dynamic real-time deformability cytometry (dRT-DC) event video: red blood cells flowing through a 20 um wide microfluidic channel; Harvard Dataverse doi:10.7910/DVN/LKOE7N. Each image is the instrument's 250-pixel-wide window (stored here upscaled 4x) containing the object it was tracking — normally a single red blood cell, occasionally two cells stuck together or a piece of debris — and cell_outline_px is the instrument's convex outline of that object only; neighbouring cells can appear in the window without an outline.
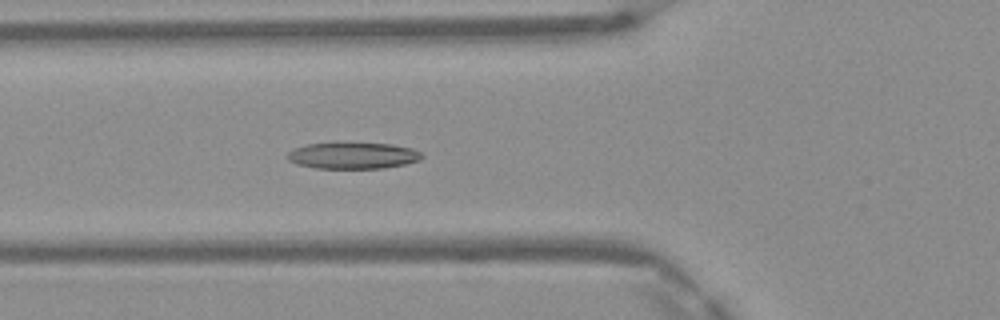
{"species": "Egyptian fruit bat (a non-hibernating species)", "species_latin": "Rousettus aegyptiacus", "temperature_condition": "warm", "stored_images_in_passage": 48, "camera_frame_rate_fps": 3000, "um_per_image_px": 0.085, "frame": {"image": 1, "passage_image": 17, "time_ms": 5.333, "image_size_px": [1000, 320], "cell_outline_px": [[424, 156], [420, 160], [404, 164], [384, 168], [316, 168], [296, 164], [288, 160], [284, 156], [292, 148], [308, 144], [336, 140], [392, 144], [412, 148], [420, 152]], "centroid_in_image_um": [29.93, 13.18], "position_along_channel_um": 95.9, "area_um2": 21.68}}
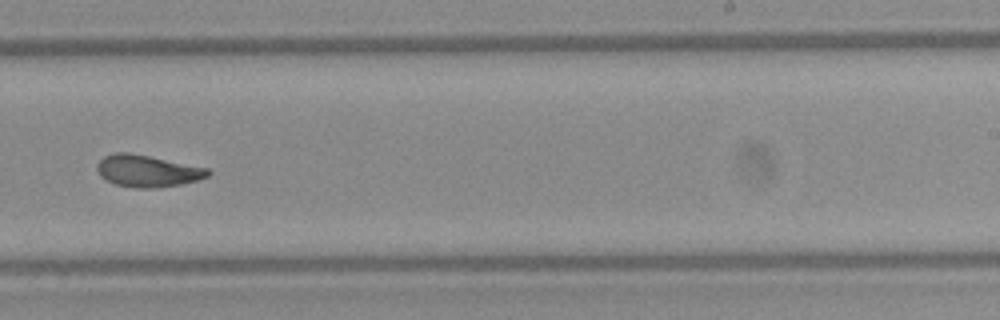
{"frame": {"image": 2, "passage_image": 30, "time_ms": 9.667, "image_size_px": [1000, 320], "cell_outline_px": [[212, 172], [208, 176], [200, 180], [180, 184], [156, 188], [136, 188], [116, 184], [100, 176], [96, 168], [96, 164], [104, 156], [112, 152], [128, 152], [208, 168]], "centroid_in_image_um": [12.53, 14.53], "position_along_channel_um": 276.5, "area_um2": 20.58}}
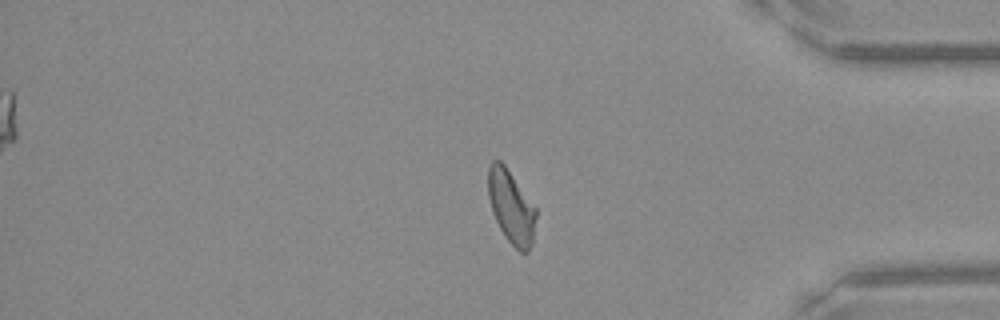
{"frame": {"image": 3, "passage_image": 40, "time_ms": 13.0, "image_size_px": [1000, 320], "cell_outline_px": [[536, 216], [532, 244], [528, 252], [524, 256], [504, 236], [492, 212], [488, 196], [488, 168], [492, 160], [500, 160], [504, 164], [536, 208]], "centroid_in_image_um": [43.45, 17.61], "position_along_channel_um": 391.8, "area_um2": 20.35}, "authors_computed_cell_mechanics": {"area_um2": 20.5768, "velocity_mm_per_s": 4.1606, "shape_relaxation_time_tau1_ms": 7.8223, "shape_relaxation_time_tau2_ms": 2.7272, "deformation_change_tau1": 0.2118, "deformation_change_tau2": 0.0994}}